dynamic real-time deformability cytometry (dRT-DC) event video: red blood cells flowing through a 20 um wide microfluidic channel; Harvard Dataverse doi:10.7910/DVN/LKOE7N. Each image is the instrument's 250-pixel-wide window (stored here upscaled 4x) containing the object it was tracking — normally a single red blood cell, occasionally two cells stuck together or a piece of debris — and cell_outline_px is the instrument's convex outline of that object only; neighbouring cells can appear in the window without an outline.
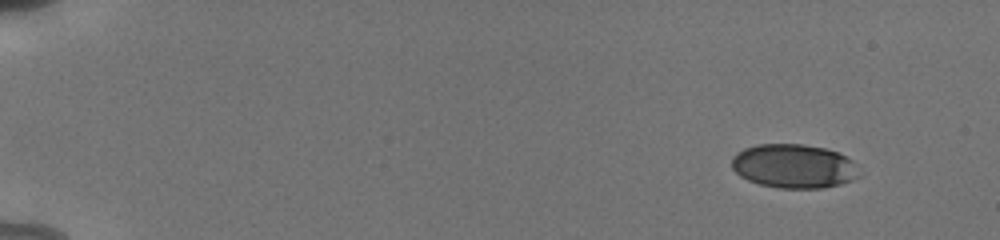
{"species": "human", "species_latin": "Homo sapiens", "temperature_condition": "cold", "stored_images_in_passage": 51, "camera_frame_rate_fps": 3000, "um_per_image_px": 0.085, "donor": {"sex": "male"}, "frame": {"image": 1, "passage_image": 1, "time_ms": 0.0, "image_size_px": [1000, 240], "cell_outline_px": [[860, 176], [852, 180], [840, 184], [824, 188], [780, 188], [760, 184], [748, 180], [740, 176], [732, 168], [732, 156], [736, 152], [744, 148], [756, 144], [800, 144], [824, 148], [836, 152], [852, 160]], "centroid_in_image_um": [67.44, 14.12], "position_along_channel_um": 17.6, "area_um2": 32.6}}
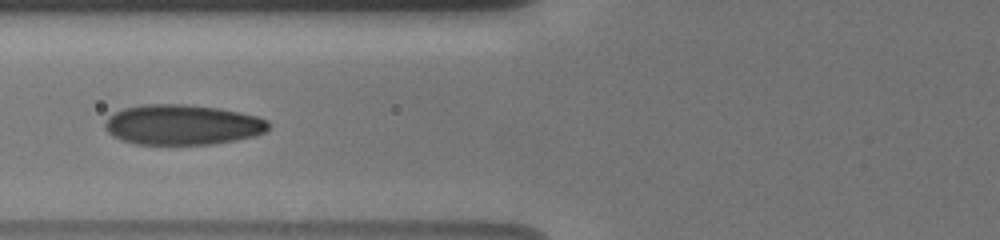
{"frame": {"image": 2, "passage_image": 20, "time_ms": 6.333, "image_size_px": [1000, 240], "cell_outline_px": [[272, 124], [264, 132], [256, 136], [236, 140], [212, 144], [136, 144], [120, 140], [112, 136], [104, 128], [104, 124], [108, 116], [124, 108], [144, 104], [184, 104], [220, 108], [240, 112], [256, 116], [268, 120]], "centroid_in_image_um": [15.51, 10.6], "position_along_channel_um": 110.3, "area_um2": 38.61}}
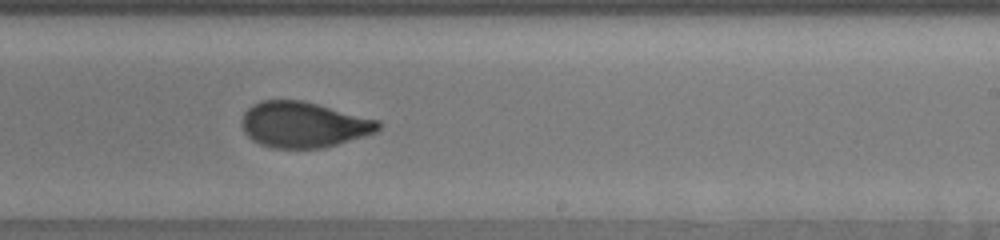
{"frame": {"image": 3, "passage_image": 32, "time_ms": 10.333, "image_size_px": [1000, 240], "cell_outline_px": [[380, 128], [376, 132], [364, 136], [324, 148], [272, 148], [260, 144], [252, 140], [244, 132], [244, 112], [252, 104], [260, 100], [304, 100], [380, 120]], "centroid_in_image_um": [25.83, 10.59], "position_along_channel_um": 263.2, "area_um2": 36.41}, "authors_computed_cell_mechanics": {"area_um2": 35.836, "velocity_mm_per_s": 3.8297, "shape_relaxation_time_tau1_ms": 5.1045, "shape_relaxation_time_tau2_ms": 0.8798, "deformation_change_tau1": 0.1743, "deformation_change_tau2": 0.066}}